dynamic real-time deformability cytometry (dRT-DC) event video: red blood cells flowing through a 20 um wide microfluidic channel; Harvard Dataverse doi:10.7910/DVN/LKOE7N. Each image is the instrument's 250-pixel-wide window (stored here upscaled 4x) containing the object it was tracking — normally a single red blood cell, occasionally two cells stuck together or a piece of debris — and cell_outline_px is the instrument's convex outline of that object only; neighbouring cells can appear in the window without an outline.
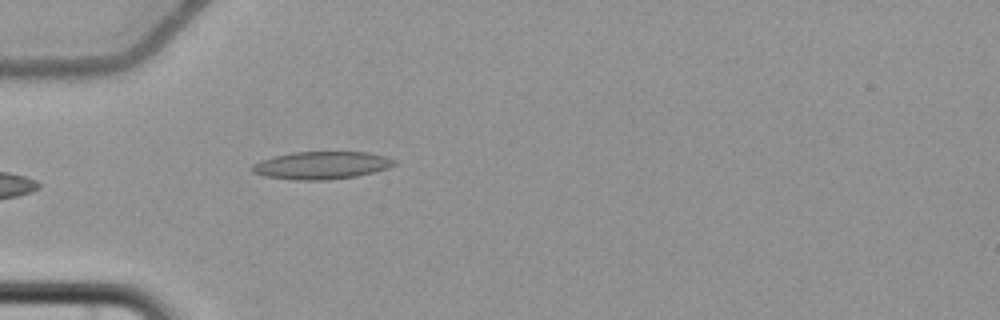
{"species": "common noctule bat (a hibernating species)", "species_latin": "Nyctalus noctula", "temperature_condition": "cold", "stored_images_in_passage": 4, "camera_frame_rate_fps": 3000, "um_per_image_px": 0.085, "animal": {"sex": "female", "body_mass_g": 22.7, "forearm_length_mm": 54.2}, "frame": {"image": 1, "passage_image": 4, "time_ms": 4.667, "image_size_px": [1000, 320], "cell_outline_px": [[396, 164], [388, 168], [356, 176], [328, 180], [292, 180], [264, 176], [252, 172], [248, 168], [252, 164], [260, 160], [272, 156], [292, 152], [368, 152], [384, 156], [396, 160]], "centroid_in_image_um": [27.26, 14.05], "position_along_channel_um": 57.7, "area_um2": 23.12}}